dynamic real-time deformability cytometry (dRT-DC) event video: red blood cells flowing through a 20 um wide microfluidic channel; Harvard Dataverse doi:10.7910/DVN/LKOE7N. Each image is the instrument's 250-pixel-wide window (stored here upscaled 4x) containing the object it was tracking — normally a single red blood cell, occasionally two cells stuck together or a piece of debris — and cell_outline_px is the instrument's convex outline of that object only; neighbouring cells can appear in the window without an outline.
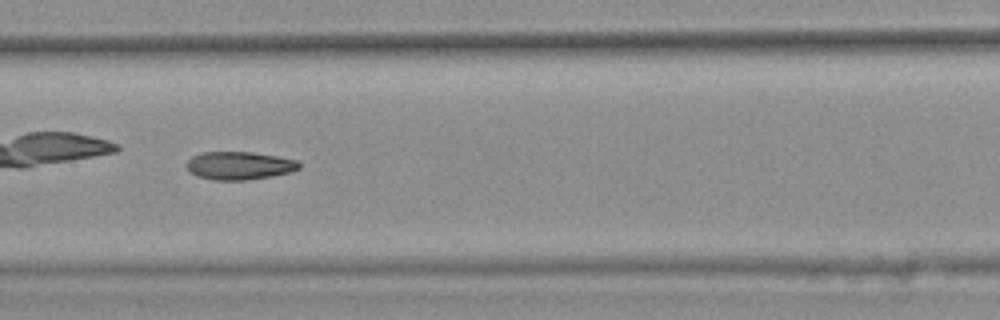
{"species": "common noctule bat (a hibernating species)", "species_latin": "Nyctalus noctula", "temperature_condition": "warm", "stored_images_in_passage": 31, "camera_frame_rate_fps": 3000, "um_per_image_px": 0.085, "animal": {"sex": "female", "body_mass_g": 25.1}, "frame": {"image": 1, "passage_image": 10, "time_ms": 3.0, "image_size_px": [1000, 320], "cell_outline_px": [[300, 168], [288, 172], [272, 176], [244, 180], [212, 180], [196, 176], [188, 168], [188, 160], [192, 156], [200, 152], [252, 152], [276, 156], [296, 160], [300, 164]], "centroid_in_image_um": [20.33, 14.07], "position_along_channel_um": 187.1, "area_um2": 18.21}}